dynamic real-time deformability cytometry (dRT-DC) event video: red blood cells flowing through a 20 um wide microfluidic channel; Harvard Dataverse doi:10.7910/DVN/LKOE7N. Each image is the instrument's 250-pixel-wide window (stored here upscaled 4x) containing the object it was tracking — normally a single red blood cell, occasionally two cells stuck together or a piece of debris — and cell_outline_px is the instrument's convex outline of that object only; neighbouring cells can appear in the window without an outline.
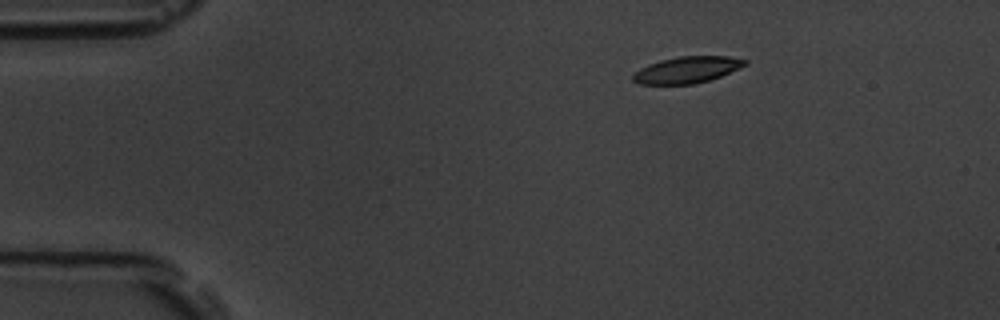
{"species": "common noctule bat (a hibernating species)", "species_latin": "Nyctalus noctula", "temperature_condition": "room temperature", "stored_images_in_passage": 3, "camera_frame_rate_fps": 3000, "um_per_image_px": 0.085, "animal": {"sex": "male", "body_mass_g": 19.5, "forearm_length_mm": 54.6}, "frame": {"image": 1, "passage_image": 1, "time_ms": 0.0, "image_size_px": [1000, 320], "cell_outline_px": [[748, 64], [720, 76], [708, 80], [692, 84], [640, 84], [632, 80], [632, 76], [640, 68], [648, 64], [660, 60], [680, 56], [728, 56], [748, 60]], "centroid_in_image_um": [58.39, 5.92], "position_along_channel_um": 26.6, "area_um2": 17.17}}